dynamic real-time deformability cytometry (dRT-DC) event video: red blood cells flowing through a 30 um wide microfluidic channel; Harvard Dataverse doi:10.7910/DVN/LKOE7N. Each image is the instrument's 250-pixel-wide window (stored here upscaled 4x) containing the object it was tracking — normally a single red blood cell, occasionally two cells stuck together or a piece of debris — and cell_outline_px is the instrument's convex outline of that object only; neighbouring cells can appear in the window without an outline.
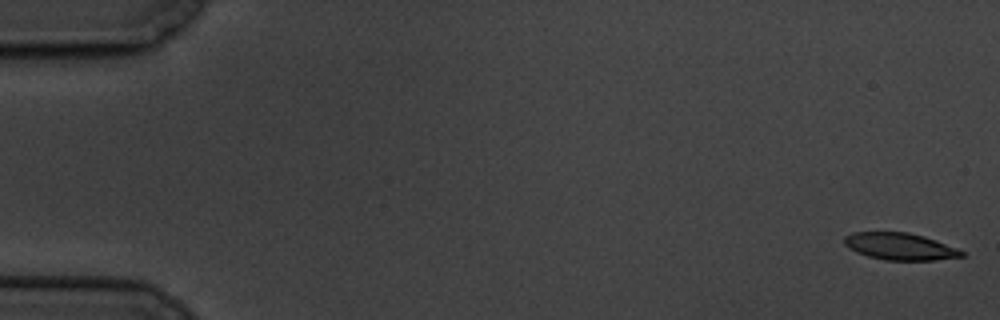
{"species": "common noctule bat (a hibernating species)", "species_latin": "Nyctalus noctula", "temperature_condition": "cold", "stored_images_in_passage": 6, "camera_frame_rate_fps": 3000, "um_per_image_px": 0.085, "animal": {"sex": "male", "body_mass_g": 19.5, "forearm_length_mm": 54.6}, "frame": {"image": 1, "passage_image": 1, "time_ms": 0.0, "image_size_px": [1000, 320], "cell_outline_px": [[964, 256], [936, 260], [884, 260], [868, 256], [856, 252], [848, 248], [844, 244], [844, 236], [852, 232], [908, 232], [924, 236], [936, 240], [956, 248], [964, 252]], "centroid_in_image_um": [76.47, 20.94], "position_along_channel_um": 8.5, "area_um2": 18.5}}
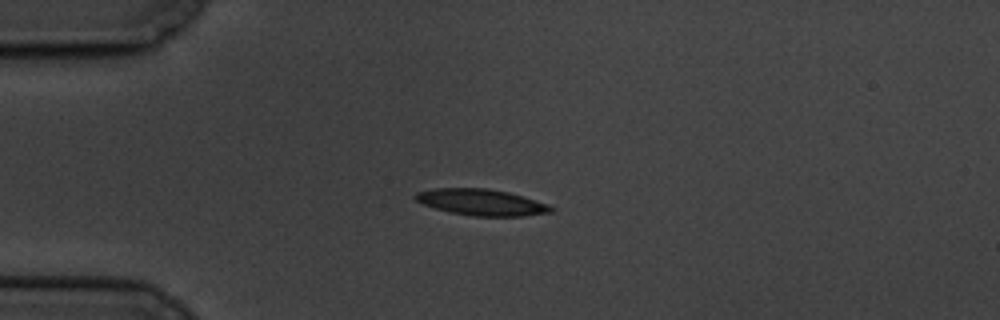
{"frame": {"image": 2, "passage_image": 5, "time_ms": 4.667, "image_size_px": [1000, 320], "cell_outline_px": [[556, 208], [552, 212], [524, 216], [472, 216], [452, 212], [436, 208], [424, 204], [416, 200], [412, 196], [416, 192], [436, 188], [488, 188], [508, 192], [548, 204]], "centroid_in_image_um": [40.94, 17.19], "position_along_channel_um": 44.1, "area_um2": 20.69}}